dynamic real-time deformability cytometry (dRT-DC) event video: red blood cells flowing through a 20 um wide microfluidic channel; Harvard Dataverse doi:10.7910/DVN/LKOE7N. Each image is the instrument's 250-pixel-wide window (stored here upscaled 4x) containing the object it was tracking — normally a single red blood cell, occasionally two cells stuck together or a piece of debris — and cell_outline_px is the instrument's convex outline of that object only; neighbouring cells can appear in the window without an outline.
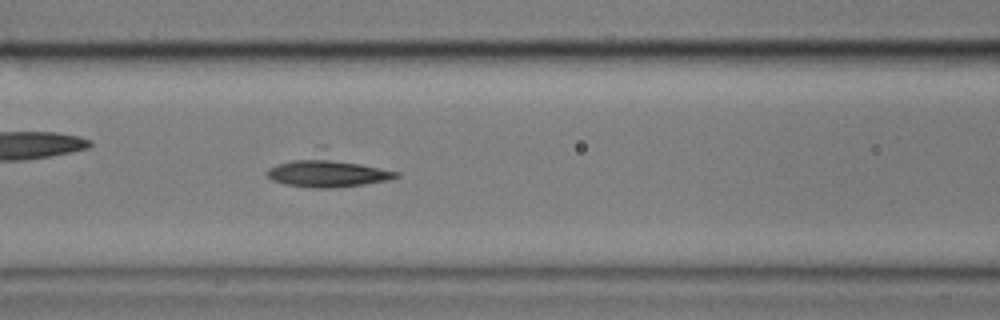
{"species": "common noctule bat (a hibernating species)", "species_latin": "Nyctalus noctula", "temperature_condition": "cold", "stored_images_in_passage": 58, "camera_frame_rate_fps": 3000, "um_per_image_px": 0.085, "animal": {"sex": "male", "body_mass_g": 17.9}, "frame": {"image": 1, "passage_image": 23, "time_ms": 7.333, "image_size_px": [1000, 320], "cell_outline_px": [[400, 176], [388, 180], [364, 184], [332, 188], [312, 188], [284, 184], [272, 180], [264, 172], [268, 168], [316, 144], [324, 144], [400, 172]], "centroid_in_image_um": [27.9, 14.4], "position_along_channel_um": 138.7, "area_um2": 26.65}}
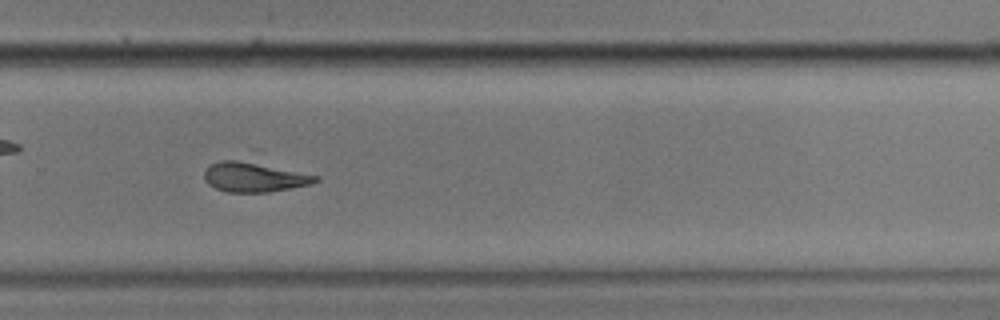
{"frame": {"image": 2, "passage_image": 38, "time_ms": 12.333, "image_size_px": [1000, 320], "cell_outline_px": [[320, 180], [308, 184], [268, 192], [228, 192], [216, 188], [208, 184], [204, 180], [204, 172], [212, 164], [220, 160], [236, 160], [320, 176]], "centroid_in_image_um": [21.55, 15.07], "position_along_channel_um": 308.2, "area_um2": 18.55}}
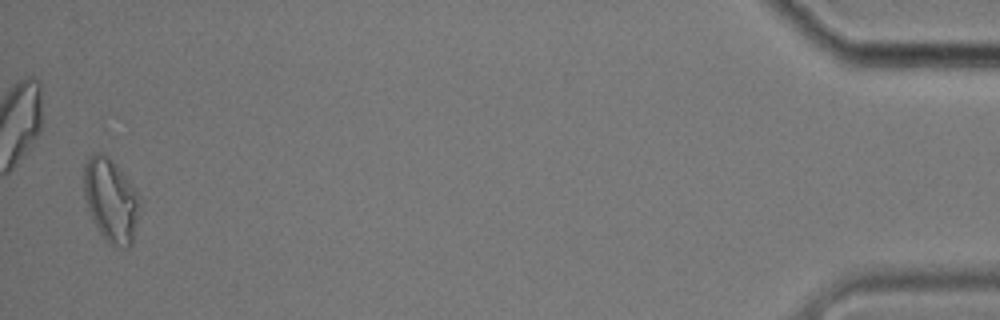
{"frame": {"image": 3, "passage_image": 56, "time_ms": 18.333, "image_size_px": [1000, 320], "cell_outline_px": [[140, 208], [132, 244], [128, 248], [124, 248], [108, 244], [104, 240], [88, 208], [84, 192], [84, 164], [88, 156], [96, 152], [100, 152], [108, 156], [116, 164], [140, 196]], "centroid_in_image_um": [9.44, 17.02], "position_along_channel_um": 425.8, "area_um2": 27.17}}